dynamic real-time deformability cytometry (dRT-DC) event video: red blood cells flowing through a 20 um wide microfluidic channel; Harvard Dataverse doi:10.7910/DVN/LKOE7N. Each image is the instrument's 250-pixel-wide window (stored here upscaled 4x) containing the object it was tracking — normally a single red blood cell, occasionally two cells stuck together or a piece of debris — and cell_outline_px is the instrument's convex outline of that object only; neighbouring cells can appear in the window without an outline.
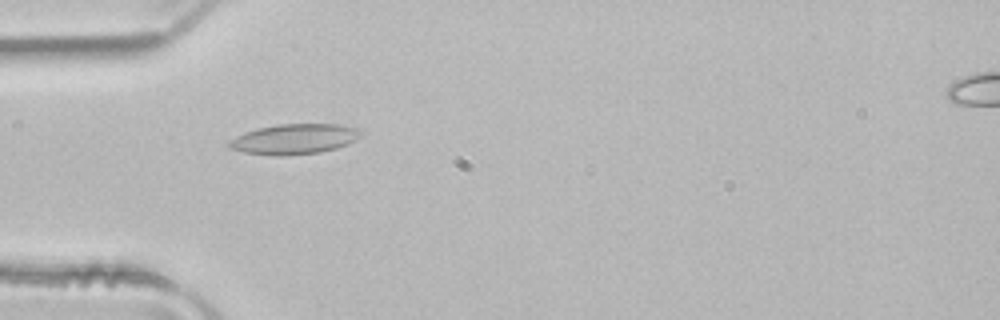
{"species": "common noctule bat (a hibernating species)", "species_latin": "Nyctalus noctula", "temperature_condition": "room temperature", "stored_images_in_passage": 34, "camera_frame_rate_fps": 3000, "um_per_image_px": 0.085, "animal": {"sex": "male", "body_mass_g": 21.5, "forearm_length_mm": 52.0}, "frame": {"image": 1, "passage_image": 4, "time_ms": 1.0, "image_size_px": [1000, 320], "cell_outline_px": [[364, 132], [356, 140], [336, 148], [320, 152], [288, 156], [272, 156], [244, 152], [228, 148], [228, 140], [244, 132], [256, 128], [280, 124], [336, 124], [356, 128]], "centroid_in_image_um": [24.98, 11.83], "position_along_channel_um": 60.0, "area_um2": 23.41}}
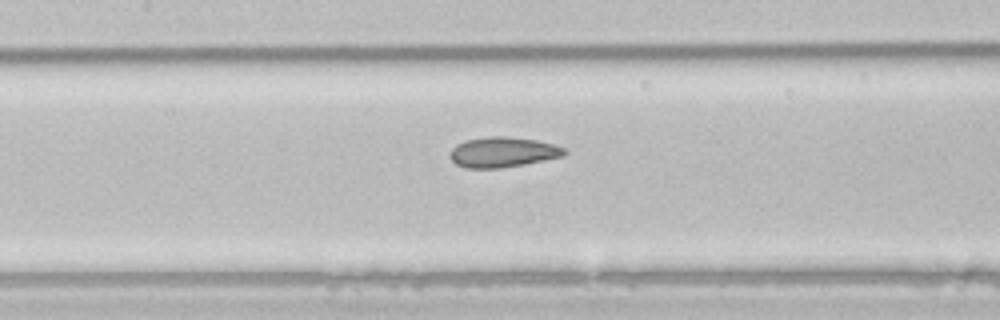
{"frame": {"image": 2, "passage_image": 12, "time_ms": 3.667, "image_size_px": [1000, 320], "cell_outline_px": [[568, 152], [564, 156], [524, 164], [500, 168], [464, 168], [456, 164], [448, 156], [452, 148], [456, 144], [464, 140], [488, 136], [508, 136], [536, 140], [568, 148]], "centroid_in_image_um": [42.73, 12.92], "position_along_channel_um": 164.7, "area_um2": 20.4}}
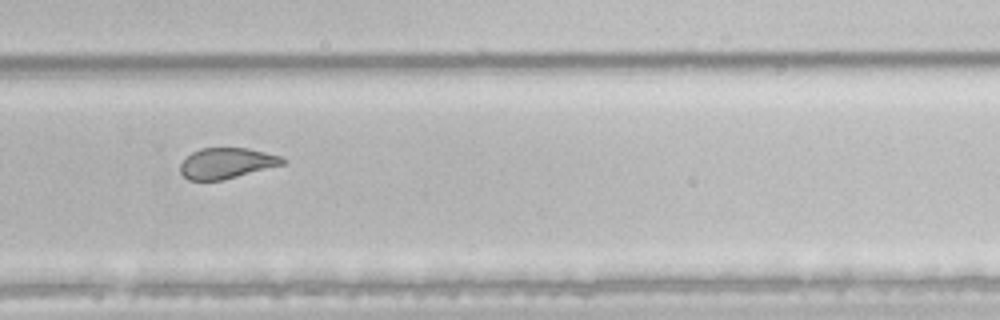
{"frame": {"image": 3, "passage_image": 23, "time_ms": 7.333, "image_size_px": [1000, 320], "cell_outline_px": [[288, 160], [284, 164], [220, 180], [188, 180], [180, 172], [180, 164], [192, 152], [200, 148], [248, 148], [280, 156]], "centroid_in_image_um": [19.25, 13.86], "position_along_channel_um": 310.6, "area_um2": 18.03}, "authors_computed_cell_mechanics": {"area_um2": 20.2011, "velocity_mm_per_s": 3.9979, "shape_relaxation_time_tau1_ms": null, "shape_relaxation_time_tau2_ms": 1.4129, "deformation_change_tau1": null, "deformation_change_tau2": 0.0608}}